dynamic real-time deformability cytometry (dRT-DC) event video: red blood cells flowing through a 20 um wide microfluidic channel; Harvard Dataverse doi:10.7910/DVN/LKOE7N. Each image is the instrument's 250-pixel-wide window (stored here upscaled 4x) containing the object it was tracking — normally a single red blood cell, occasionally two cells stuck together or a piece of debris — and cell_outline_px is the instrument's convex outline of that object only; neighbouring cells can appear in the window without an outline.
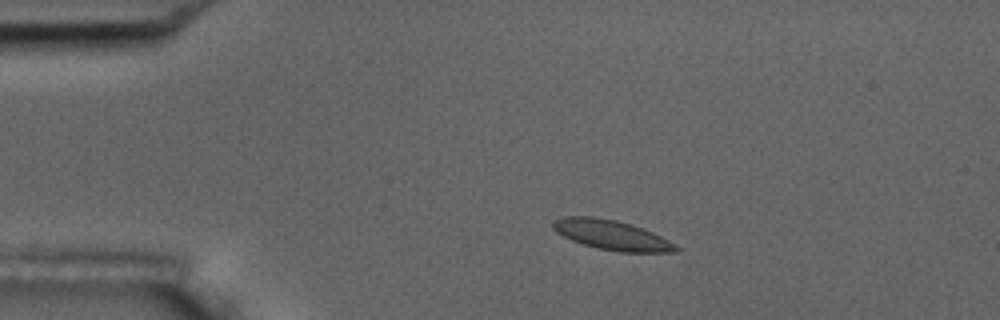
{"species": "common noctule bat (a hibernating species)", "species_latin": "Nyctalus noctula", "temperature_condition": "room temperature", "stored_images_in_passage": 5, "camera_frame_rate_fps": 3000, "um_per_image_px": 0.085, "animal": {"sex": "male", "body_mass_g": 17.5, "forearm_length_mm": 52.3}, "frame": {"image": 1, "passage_image": 3, "time_ms": 2.333, "image_size_px": [1000, 320], "cell_outline_px": [[680, 252], [620, 252], [596, 248], [572, 240], [556, 232], [552, 228], [552, 220], [564, 216], [592, 216], [616, 220], [632, 224], [644, 228], [668, 240], [680, 248]], "centroid_in_image_um": [51.98, 19.97], "position_along_channel_um": 33.0, "area_um2": 21.44}}